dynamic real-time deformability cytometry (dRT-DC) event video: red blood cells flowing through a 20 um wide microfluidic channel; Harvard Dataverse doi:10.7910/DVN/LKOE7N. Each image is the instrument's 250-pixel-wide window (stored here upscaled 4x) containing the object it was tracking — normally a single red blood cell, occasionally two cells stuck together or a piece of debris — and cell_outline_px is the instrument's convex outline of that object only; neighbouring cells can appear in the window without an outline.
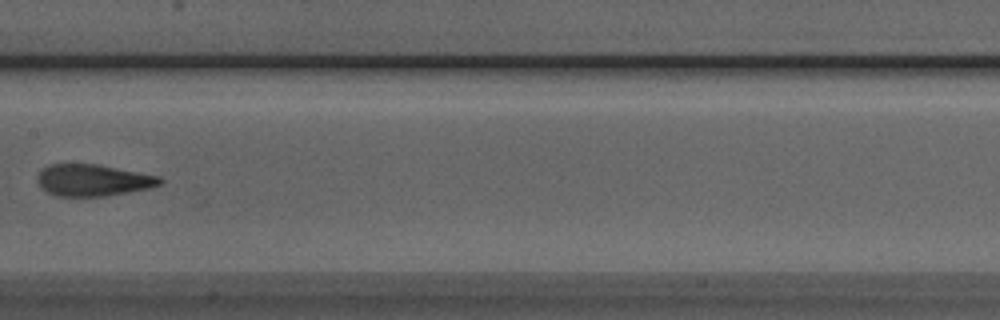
{"species": "Egyptian fruit bat (a non-hibernating species)", "species_latin": "Rousettus aegyptiacus", "temperature_condition": "room temperature", "stored_images_in_passage": 7, "camera_frame_rate_fps": 3000, "um_per_image_px": 0.085, "animal": {"sex": "male"}, "frame": {"image": 1, "passage_image": 6, "time_ms": 1.667, "image_size_px": [1000, 320], "cell_outline_px": [[164, 180], [160, 184], [152, 188], [108, 196], [56, 196], [40, 188], [40, 172], [44, 168], [52, 164], [96, 164], [160, 176]], "centroid_in_image_um": [7.98, 15.33], "position_along_channel_um": 199.4, "area_um2": 22.48}}
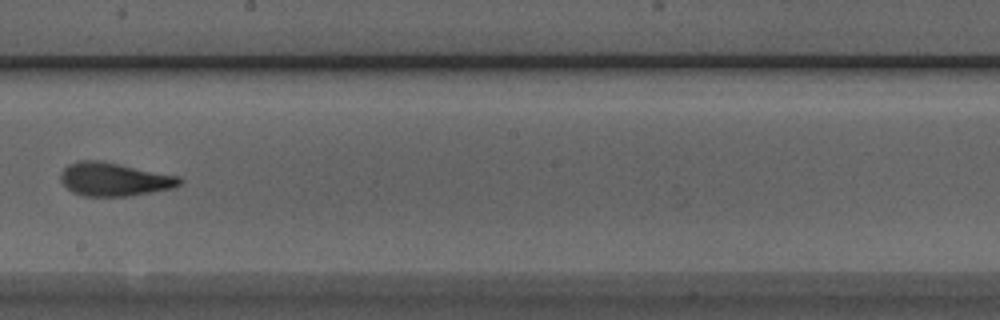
{"frame": {"image": 2, "passage_image": 7, "time_ms": 2.0, "image_size_px": [1000, 320], "cell_outline_px": [[184, 180], [176, 188], [128, 196], [84, 196], [72, 192], [60, 180], [60, 172], [68, 164], [76, 160], [100, 160], [180, 176]], "centroid_in_image_um": [9.72, 15.23], "position_along_channel_um": 238.5, "area_um2": 23.41}}